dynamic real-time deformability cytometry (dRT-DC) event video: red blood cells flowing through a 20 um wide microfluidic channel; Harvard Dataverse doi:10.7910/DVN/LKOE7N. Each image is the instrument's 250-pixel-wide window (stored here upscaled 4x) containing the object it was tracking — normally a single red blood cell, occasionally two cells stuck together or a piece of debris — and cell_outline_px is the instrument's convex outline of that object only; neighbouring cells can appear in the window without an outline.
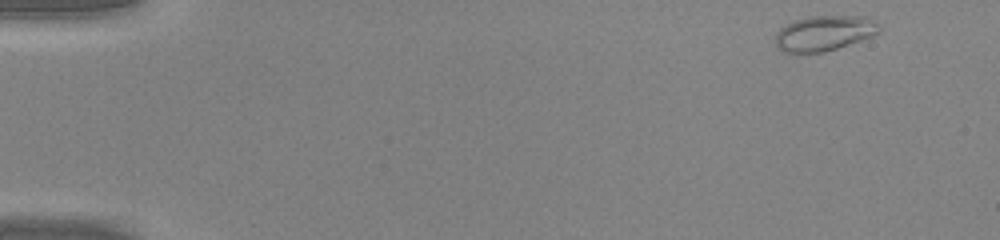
{"species": "common noctule bat (a hibernating species)", "species_latin": "Nyctalus noctula", "temperature_condition": "warm", "stored_images_in_passage": 46, "camera_frame_rate_fps": 3000, "um_per_image_px": 0.085, "animal": {"sex": "male", "body_mass_g": 20.0, "forearm_length_mm": 53.3}, "frame": {"image": 1, "passage_image": 1, "time_ms": 0.0, "image_size_px": [1000, 240], "cell_outline_px": [[880, 32], [872, 36], [824, 52], [784, 52], [776, 44], [776, 32], [784, 24], [808, 16], [868, 16], [880, 24]], "centroid_in_image_um": [70.08, 2.79], "position_along_channel_um": 14.9, "area_um2": 21.27}}
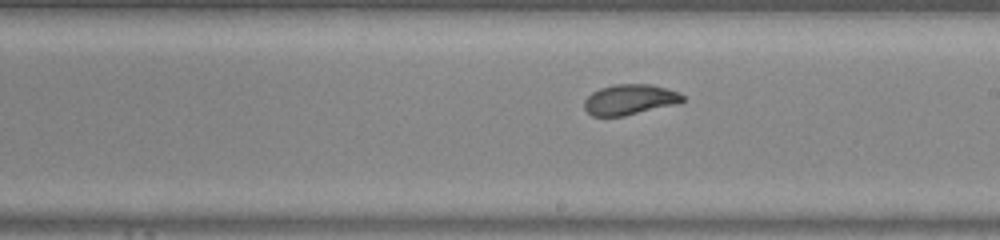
{"frame": {"image": 2, "passage_image": 26, "time_ms": 8.333, "image_size_px": [1000, 240], "cell_outline_px": [[684, 100], [680, 104], [624, 116], [592, 116], [584, 108], [584, 100], [592, 92], [600, 88], [616, 84], [648, 84], [680, 92], [684, 96]], "centroid_in_image_um": [53.55, 8.47], "position_along_channel_um": 235.4, "area_um2": 17.57}}
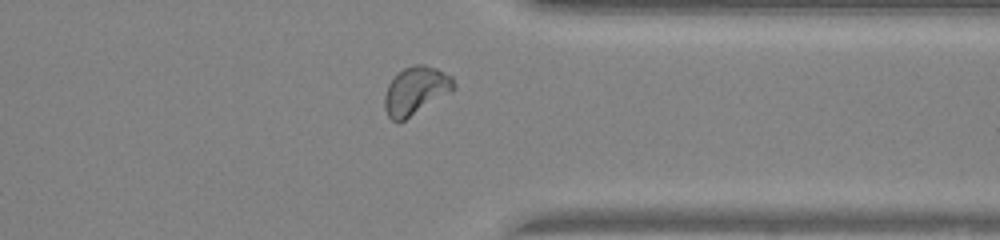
{"frame": {"image": 3, "passage_image": 36, "time_ms": 11.667, "image_size_px": [1000, 240], "cell_outline_px": [[456, 88], [452, 92], [404, 120], [396, 124], [388, 116], [384, 108], [384, 96], [388, 84], [404, 68], [416, 64], [424, 64], [436, 68], [452, 76], [456, 84]], "centroid_in_image_um": [35.35, 7.72], "position_along_channel_um": 376.0, "area_um2": 19.42}, "authors_computed_cell_mechanics": {"area_um2": 18.9006, "velocity_mm_per_s": 4.2894, "shape_relaxation_time_tau1_ms": 3.5919, "shape_relaxation_time_tau2_ms": 0.739, "deformation_change_tau1": 0.1489, "deformation_change_tau2": 0.0559}}